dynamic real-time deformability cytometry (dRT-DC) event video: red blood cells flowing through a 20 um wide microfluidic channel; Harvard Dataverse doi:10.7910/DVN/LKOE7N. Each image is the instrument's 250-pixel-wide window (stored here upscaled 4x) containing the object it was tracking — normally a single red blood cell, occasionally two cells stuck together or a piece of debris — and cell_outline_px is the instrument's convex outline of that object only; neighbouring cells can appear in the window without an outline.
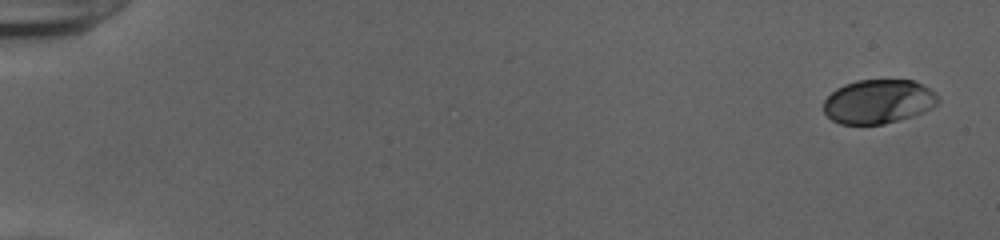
{"species": "human", "species_latin": "Homo sapiens", "temperature_condition": "cold", "stored_images_in_passage": 53, "camera_frame_rate_fps": 3000, "um_per_image_px": 0.085, "donor": {"sex": "female"}, "frame": {"image": 1, "passage_image": 1, "time_ms": 0.0, "image_size_px": [1000, 240], "cell_outline_px": [[940, 100], [932, 108], [924, 112], [912, 116], [884, 124], [840, 124], [832, 120], [824, 112], [824, 100], [836, 88], [844, 84], [856, 80], [912, 80], [936, 92]], "centroid_in_image_um": [74.66, 8.63], "position_along_channel_um": 10.3, "area_um2": 29.42}}
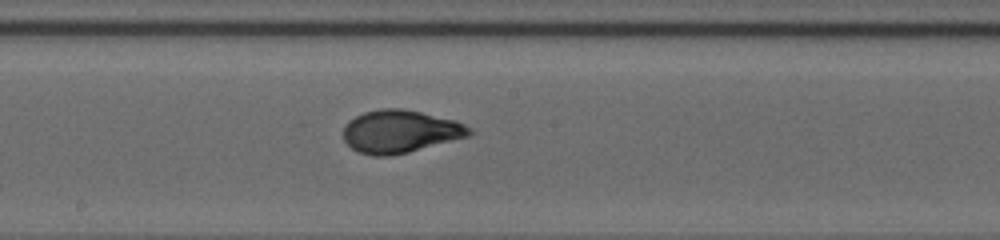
{"frame": {"image": 2, "passage_image": 30, "time_ms": 9.667, "image_size_px": [1000, 240], "cell_outline_px": [[472, 132], [468, 136], [408, 152], [388, 156], [372, 156], [356, 152], [344, 140], [344, 124], [348, 120], [364, 112], [380, 108], [404, 108], [456, 120], [472, 128]], "centroid_in_image_um": [33.99, 11.17], "position_along_channel_um": 214.2, "area_um2": 31.5}}
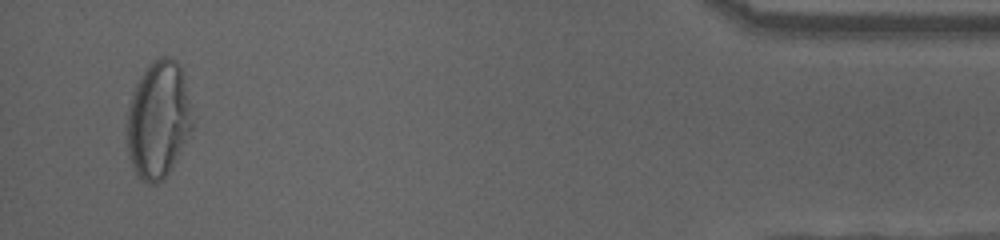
{"frame": {"image": 3, "passage_image": 51, "time_ms": 16.667, "image_size_px": [1000, 240], "cell_outline_px": [[192, 128], [172, 168], [164, 180], [156, 184], [148, 184], [136, 176], [132, 168], [128, 156], [128, 104], [132, 92], [136, 84], [144, 72], [160, 56], [168, 56], [176, 60], [180, 64], [184, 72], [192, 104]], "centroid_in_image_um": [13.48, 10.19], "position_along_channel_um": 421.7, "area_um2": 45.14}, "authors_computed_cell_mechanics": {"area_um2": 30.7496, "velocity_mm_per_s": 3.9085, "shape_relaxation_time_tau1_ms": 6.183, "shape_relaxation_time_tau2_ms": null, "deformation_change_tau1": 0.214, "deformation_change_tau2": null}}